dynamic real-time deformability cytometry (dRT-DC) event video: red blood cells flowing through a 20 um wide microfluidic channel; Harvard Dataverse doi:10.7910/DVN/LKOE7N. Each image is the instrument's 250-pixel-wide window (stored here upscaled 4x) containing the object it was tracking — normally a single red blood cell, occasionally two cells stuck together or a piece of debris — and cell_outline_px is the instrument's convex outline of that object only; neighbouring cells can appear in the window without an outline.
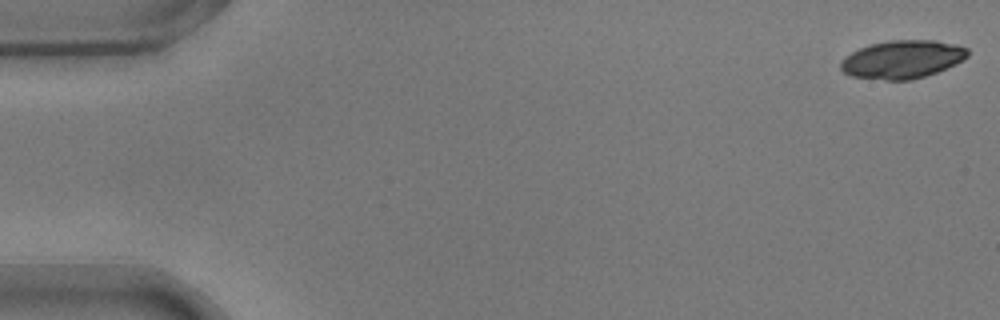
{"species": "common noctule bat (a hibernating species)", "species_latin": "Nyctalus noctula", "temperature_condition": "warm", "stored_images_in_passage": 54, "camera_frame_rate_fps": 3000, "um_per_image_px": 0.085, "animal": {"sex": "male", "body_mass_g": 17.9}, "frame": {"image": 1, "passage_image": 1, "time_ms": 0.0, "image_size_px": [1000, 320], "cell_outline_px": [[968, 56], [964, 60], [956, 64], [936, 72], [912, 80], [884, 80], [852, 76], [844, 72], [840, 68], [840, 60], [844, 56], [860, 48], [872, 44], [888, 40], [936, 40], [956, 44], [968, 48]], "centroid_in_image_um": [76.71, 5.04], "position_along_channel_um": 8.3, "area_um2": 28.32}}